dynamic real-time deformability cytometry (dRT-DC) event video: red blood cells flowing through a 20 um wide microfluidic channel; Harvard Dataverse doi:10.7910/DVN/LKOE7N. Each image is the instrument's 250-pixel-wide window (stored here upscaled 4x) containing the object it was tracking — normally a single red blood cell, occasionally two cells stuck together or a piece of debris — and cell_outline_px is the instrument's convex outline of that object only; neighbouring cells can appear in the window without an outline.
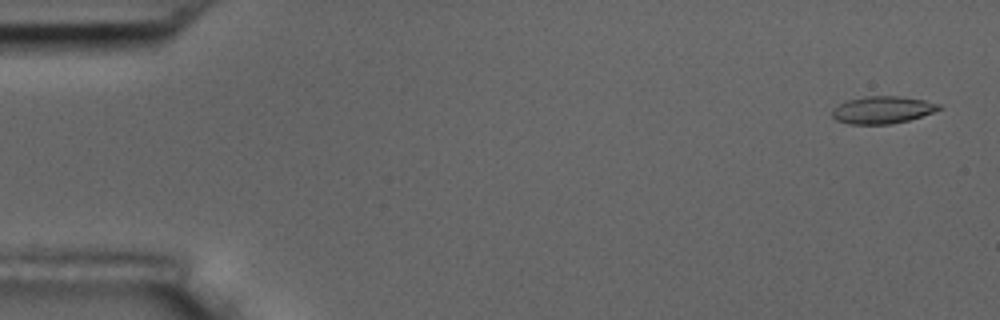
{"species": "common noctule bat (a hibernating species)", "species_latin": "Nyctalus noctula", "temperature_condition": "room temperature", "stored_images_in_passage": 56, "camera_frame_rate_fps": 3000, "um_per_image_px": 0.085, "animal": {"sex": "male", "body_mass_g": 17.5, "forearm_length_mm": 52.3}, "frame": {"image": 1, "passage_image": 2, "time_ms": 0.333, "image_size_px": [1000, 320], "cell_outline_px": [[940, 108], [932, 112], [908, 120], [888, 124], [848, 124], [836, 120], [832, 116], [832, 108], [844, 100], [864, 96], [900, 96], [924, 100], [940, 104]], "centroid_in_image_um": [74.93, 9.33], "position_along_channel_um": 10.1, "area_um2": 16.99}}
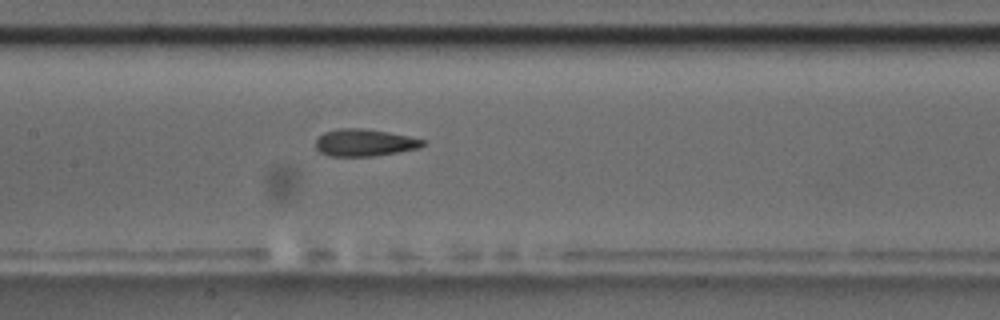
{"frame": {"image": 2, "passage_image": 27, "time_ms": 8.667, "image_size_px": [1000, 320], "cell_outline_px": [[424, 144], [416, 148], [396, 152], [372, 156], [328, 156], [320, 152], [316, 148], [316, 140], [324, 132], [336, 128], [360, 128], [388, 132], [408, 136], [424, 140]], "centroid_in_image_um": [30.92, 12.12], "position_along_channel_um": 176.5, "area_um2": 16.7}}
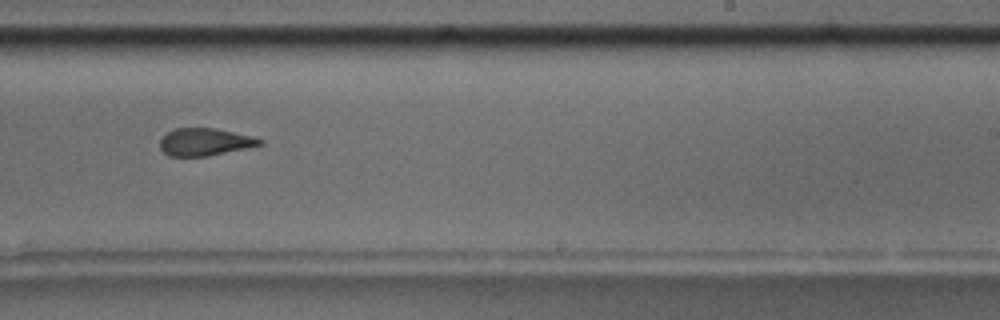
{"frame": {"image": 3, "passage_image": 35, "time_ms": 11.333, "image_size_px": [1000, 320], "cell_outline_px": [[264, 144], [208, 156], [168, 156], [160, 148], [160, 140], [168, 132], [176, 128], [216, 128], [252, 136], [264, 140]], "centroid_in_image_um": [17.42, 12.06], "position_along_channel_um": 271.6, "area_um2": 15.9}, "authors_computed_cell_mechanics": {"area_um2": 17.1088, "velocity_mm_per_s": 3.5822, "shape_relaxation_time_tau1_ms": 4.2327, "shape_relaxation_time_tau2_ms": 1.9278, "deformation_change_tau1": 0.1539, "deformation_change_tau2": 0.089}}